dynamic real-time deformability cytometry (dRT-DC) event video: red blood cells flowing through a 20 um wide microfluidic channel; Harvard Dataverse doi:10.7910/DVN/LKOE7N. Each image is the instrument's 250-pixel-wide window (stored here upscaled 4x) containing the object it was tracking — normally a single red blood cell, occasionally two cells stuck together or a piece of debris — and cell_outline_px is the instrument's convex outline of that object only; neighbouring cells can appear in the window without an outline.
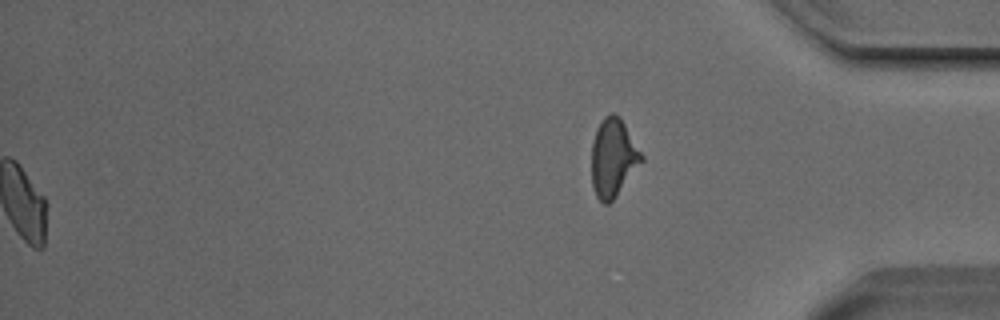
{"species": "Egyptian fruit bat (a non-hibernating species)", "species_latin": "Rousettus aegyptiacus", "temperature_condition": "cold", "stored_images_in_passage": 51, "segment_of_instrument_passage": [2, 2], "camera_frame_rate_fps": 3000, "um_per_image_px": 0.085, "animal": {"sex": "male"}, "frame": {"image": 1, "passage_image": 51, "time_ms": 16.667, "image_size_px": [1000, 320], "cell_outline_px": [[644, 160], [616, 196], [608, 204], [604, 204], [596, 196], [592, 184], [592, 144], [596, 128], [604, 116], [612, 112], [620, 116], [644, 156]], "centroid_in_image_um": [52.13, 13.39], "position_along_channel_um": 383.1, "area_um2": 22.77}}